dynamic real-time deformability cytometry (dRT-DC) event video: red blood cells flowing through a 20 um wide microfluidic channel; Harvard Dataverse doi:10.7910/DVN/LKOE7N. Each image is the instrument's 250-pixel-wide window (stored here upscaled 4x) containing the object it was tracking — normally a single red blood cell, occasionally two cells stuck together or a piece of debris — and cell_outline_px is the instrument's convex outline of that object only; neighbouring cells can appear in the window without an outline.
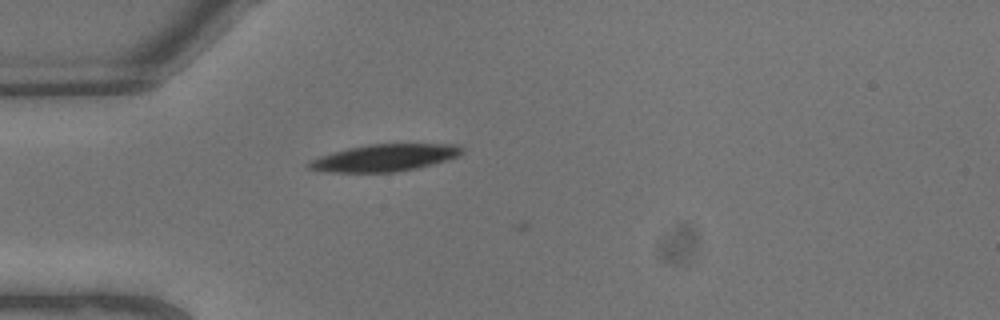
{"species": "common noctule bat (a hibernating species)", "species_latin": "Nyctalus noctula", "temperature_condition": "warm", "stored_images_in_passage": 10, "camera_frame_rate_fps": 3000, "um_per_image_px": 0.085, "animal": {"sex": "male", "body_mass_g": 13.3}, "frame": {"image": 1, "passage_image": 7, "time_ms": 2.0, "image_size_px": [1000, 320], "cell_outline_px": [[464, 152], [460, 156], [432, 164], [416, 168], [396, 172], [324, 172], [308, 168], [304, 164], [320, 156], [332, 152], [348, 148], [368, 144], [456, 144], [464, 148]], "centroid_in_image_um": [32.69, 13.41], "position_along_channel_um": 52.3, "area_um2": 24.22}}
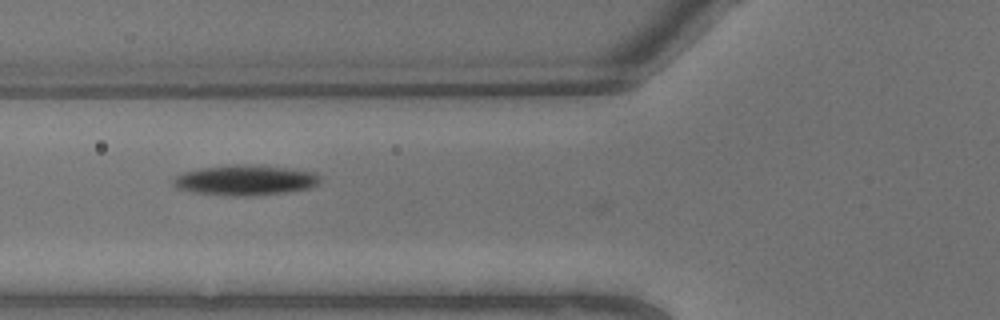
{"frame": {"image": 2, "passage_image": 9, "time_ms": 2.667, "image_size_px": [1000, 320], "cell_outline_px": [[320, 184], [312, 188], [288, 192], [252, 196], [228, 196], [192, 192], [176, 188], [172, 184], [172, 180], [176, 176], [184, 172], [204, 168], [280, 168], [316, 172], [320, 176]], "centroid_in_image_um": [20.87, 15.4], "position_along_channel_um": 104.9, "area_um2": 24.68}}